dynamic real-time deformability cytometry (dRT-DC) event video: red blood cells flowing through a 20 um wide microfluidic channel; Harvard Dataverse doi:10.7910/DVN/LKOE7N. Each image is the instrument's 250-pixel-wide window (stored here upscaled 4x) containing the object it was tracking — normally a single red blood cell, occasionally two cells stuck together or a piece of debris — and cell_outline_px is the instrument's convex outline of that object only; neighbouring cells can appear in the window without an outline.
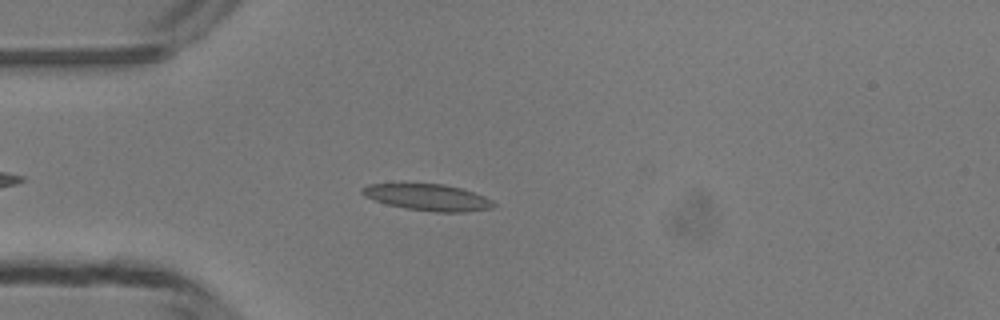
{"species": "common noctule bat (a hibernating species)", "species_latin": "Nyctalus noctula", "temperature_condition": "room temperature", "stored_images_in_passage": 41, "camera_frame_rate_fps": 3000, "um_per_image_px": 0.085, "animal": {"sex": "male", "body_mass_g": 13.3}, "frame": {"image": 1, "passage_image": 8, "time_ms": 2.333, "image_size_px": [1000, 320], "cell_outline_px": [[496, 204], [492, 208], [464, 212], [436, 212], [408, 208], [388, 204], [364, 196], [360, 192], [360, 188], [368, 184], [444, 184], [460, 188], [484, 196], [492, 200]], "centroid_in_image_um": [36.37, 16.77], "position_along_channel_um": 48.6, "area_um2": 20.0}}
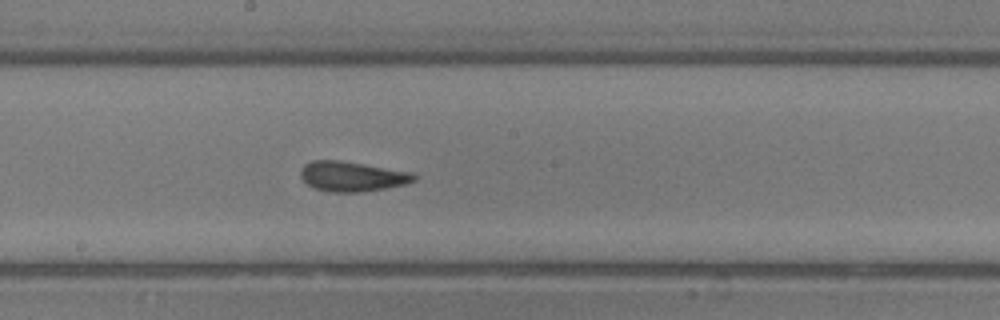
{"frame": {"image": 2, "passage_image": 21, "time_ms": 6.667, "image_size_px": [1000, 320], "cell_outline_px": [[416, 180], [404, 184], [384, 188], [360, 192], [332, 192], [316, 188], [308, 184], [300, 176], [300, 168], [304, 164], [312, 160], [340, 160], [412, 172], [416, 176]], "centroid_in_image_um": [29.9, 14.98], "position_along_channel_um": 218.3, "area_um2": 19.65}}
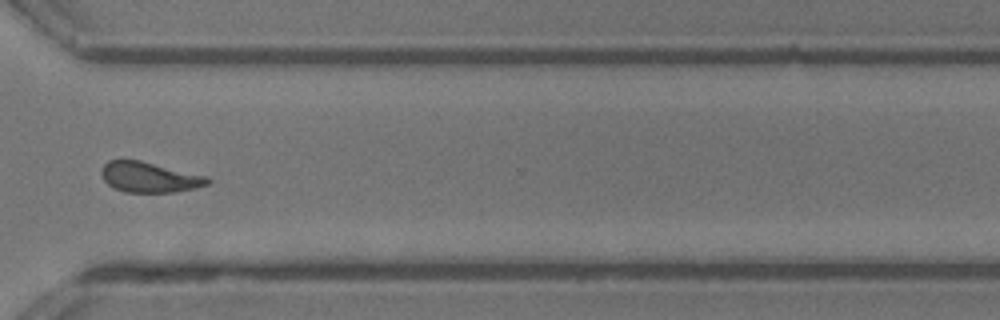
{"frame": {"image": 3, "passage_image": 31, "time_ms": 10.0, "image_size_px": [1000, 320], "cell_outline_px": [[212, 180], [208, 184], [196, 188], [172, 192], [124, 192], [108, 184], [104, 180], [100, 172], [104, 164], [108, 160], [140, 160], [208, 176]], "centroid_in_image_um": [12.72, 15.06], "position_along_channel_um": 357.9, "area_um2": 18.79}, "authors_computed_cell_mechanics": {"area_um2": 19.3052, "velocity_mm_per_s": 4.2023, "shape_relaxation_time_tau1_ms": 5.0015, "shape_relaxation_time_tau2_ms": 1.7781, "deformation_change_tau1": 0.1575, "deformation_change_tau2": 0.0901}}